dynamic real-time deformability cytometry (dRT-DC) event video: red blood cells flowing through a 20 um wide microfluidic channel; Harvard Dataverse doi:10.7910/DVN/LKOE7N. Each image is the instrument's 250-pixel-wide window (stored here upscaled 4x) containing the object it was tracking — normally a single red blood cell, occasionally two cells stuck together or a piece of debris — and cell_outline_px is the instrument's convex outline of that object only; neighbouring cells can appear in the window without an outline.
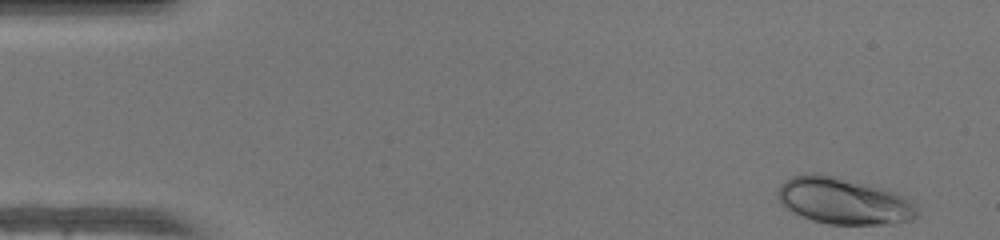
{"species": "human", "species_latin": "Homo sapiens", "temperature_condition": "warm", "stored_images_in_passage": 47, "camera_frame_rate_fps": 3000, "um_per_image_px": 0.085, "donor": {"sex": "female"}, "frame": {"image": 1, "passage_image": 1, "time_ms": 0.0, "image_size_px": [1000, 240], "cell_outline_px": [[916, 216], [912, 220], [892, 224], [828, 224], [812, 220], [800, 216], [792, 212], [780, 204], [776, 196], [780, 184], [784, 180], [792, 176], [812, 172], [816, 172], [872, 184], [888, 188], [908, 196], [916, 204]], "centroid_in_image_um": [71.72, 17.06], "position_along_channel_um": 13.3, "area_um2": 38.73}}
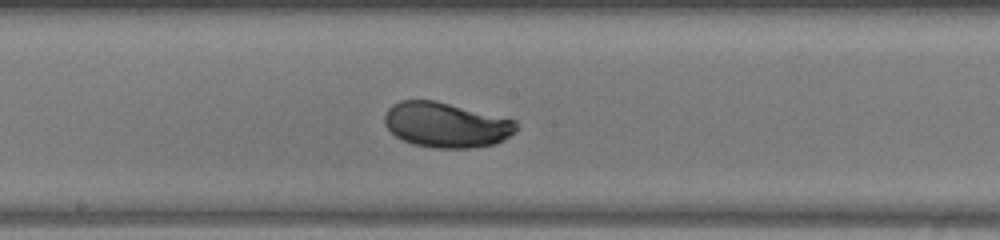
{"frame": {"image": 2, "passage_image": 24, "time_ms": 7.667, "image_size_px": [1000, 240], "cell_outline_px": [[516, 132], [504, 140], [496, 144], [472, 148], [432, 148], [412, 144], [396, 136], [384, 124], [384, 116], [388, 108], [392, 104], [400, 100], [436, 100], [516, 120]], "centroid_in_image_um": [37.92, 10.62], "position_along_channel_um": 210.3, "area_um2": 34.85}}
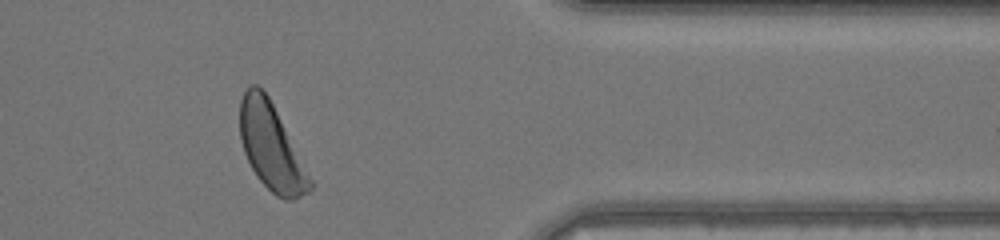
{"frame": {"image": 3, "passage_image": 38, "time_ms": 12.333, "image_size_px": [1000, 240], "cell_outline_px": [[316, 184], [308, 192], [292, 200], [284, 200], [276, 196], [256, 176], [244, 152], [240, 140], [240, 100], [244, 92], [252, 84], [256, 84], [268, 96]], "centroid_in_image_um": [23.08, 12.53], "position_along_channel_um": 388.3, "area_um2": 35.2}, "authors_computed_cell_mechanics": {"area_um2": 34.7378, "velocity_mm_per_s": 4.2514, "shape_relaxation_time_tau1_ms": 2.2041, "shape_relaxation_time_tau2_ms": null, "deformation_change_tau1": 0.1457, "deformation_change_tau2": null}}